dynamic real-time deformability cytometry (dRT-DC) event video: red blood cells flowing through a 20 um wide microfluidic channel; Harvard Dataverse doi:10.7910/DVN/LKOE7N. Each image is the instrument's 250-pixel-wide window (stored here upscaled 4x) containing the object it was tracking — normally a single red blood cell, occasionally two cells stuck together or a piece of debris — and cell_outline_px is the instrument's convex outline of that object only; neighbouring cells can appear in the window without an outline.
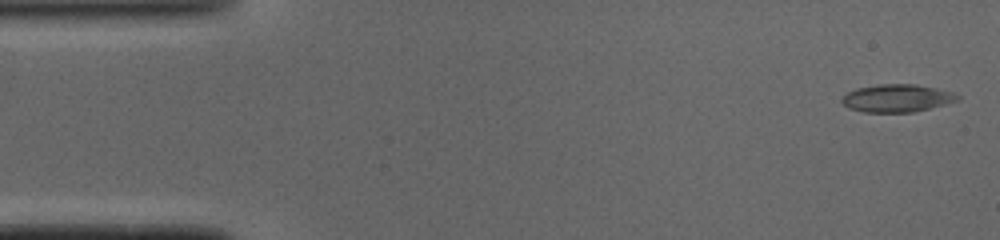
{"species": "common noctule bat (a hibernating species)", "species_latin": "Nyctalus noctula", "temperature_condition": "cold", "stored_images_in_passage": 41, "camera_frame_rate_fps": 3000, "um_per_image_px": 0.085, "animal": {"sex": "male", "body_mass_g": 19.0, "forearm_length_mm": 50.8}, "frame": {"image": 1, "passage_image": 1, "time_ms": 0.0, "image_size_px": [1000, 240], "cell_outline_px": [[960, 100], [912, 112], [864, 112], [848, 108], [840, 100], [848, 92], [856, 88], [880, 84], [916, 84], [936, 88], [952, 92], [960, 96]], "centroid_in_image_um": [76.23, 8.34], "position_along_channel_um": 8.8, "area_um2": 18.55}}
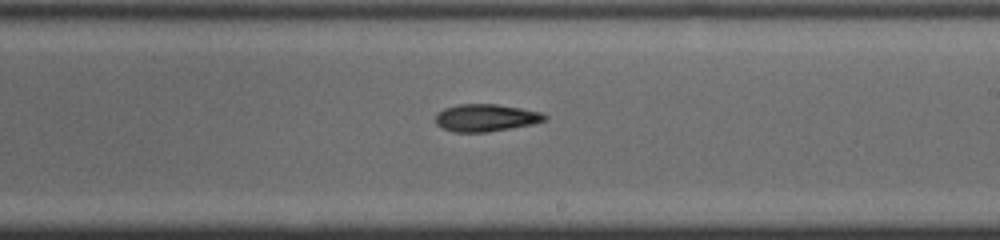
{"frame": {"image": 2, "passage_image": 27, "time_ms": 8.667, "image_size_px": [1000, 240], "cell_outline_px": [[548, 116], [544, 120], [532, 124], [488, 132], [452, 132], [436, 124], [436, 112], [444, 108], [456, 104], [496, 104], [520, 108], [540, 112]], "centroid_in_image_um": [41.25, 10.0], "position_along_channel_um": 247.7, "area_um2": 17.34}}
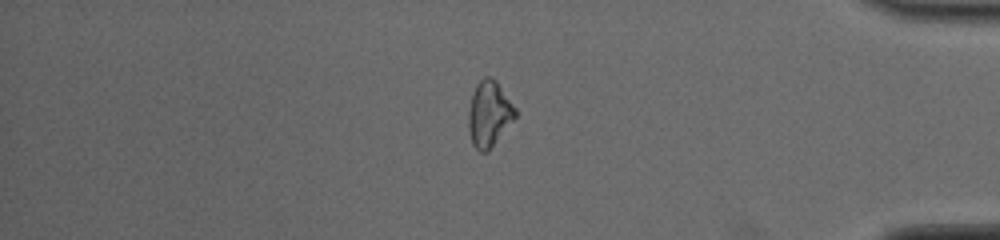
{"frame": {"image": 3, "passage_image": 40, "time_ms": 13.0, "image_size_px": [1000, 240], "cell_outline_px": [[516, 116], [488, 152], [480, 152], [472, 144], [468, 128], [468, 112], [472, 92], [476, 84], [484, 76], [492, 76], [496, 80], [516, 108]], "centroid_in_image_um": [41.55, 9.66], "position_along_channel_um": 393.6, "area_um2": 18.03}}